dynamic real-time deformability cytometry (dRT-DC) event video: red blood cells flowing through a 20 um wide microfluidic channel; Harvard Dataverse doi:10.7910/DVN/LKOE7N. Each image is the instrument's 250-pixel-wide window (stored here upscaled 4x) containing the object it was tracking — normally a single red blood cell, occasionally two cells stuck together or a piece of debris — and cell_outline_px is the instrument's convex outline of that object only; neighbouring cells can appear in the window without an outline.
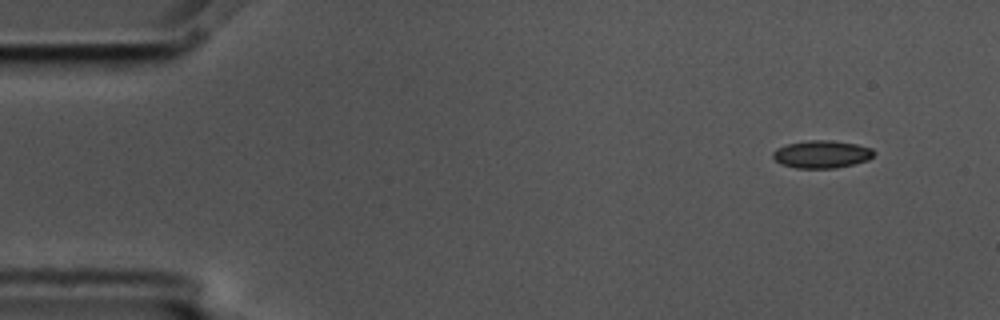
{"species": "common noctule bat (a hibernating species)", "species_latin": "Nyctalus noctula", "temperature_condition": "cold", "stored_images_in_passage": 4, "camera_frame_rate_fps": 3000, "um_per_image_px": 0.085, "animal": {"sex": "male", "body_mass_g": 17.5, "forearm_length_mm": 52.3}, "frame": {"image": 1, "passage_image": 1, "time_ms": 0.0, "image_size_px": [1000, 320], "cell_outline_px": [[876, 152], [868, 160], [836, 168], [796, 168], [780, 164], [772, 156], [772, 152], [776, 148], [788, 144], [808, 140], [832, 140], [856, 144], [872, 148]], "centroid_in_image_um": [69.84, 13.11], "position_along_channel_um": 15.2, "area_um2": 16.3}}
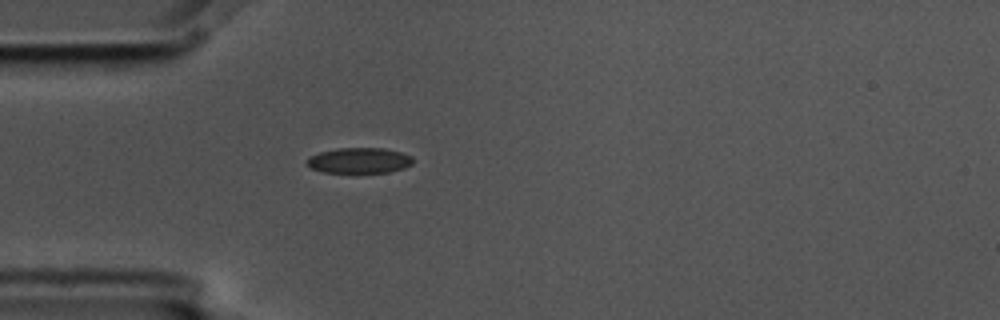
{"frame": {"image": 2, "passage_image": 4, "time_ms": 1.0, "image_size_px": [1000, 320], "cell_outline_px": [[412, 164], [404, 168], [388, 172], [324, 172], [312, 168], [308, 164], [308, 156], [320, 152], [336, 148], [384, 148], [400, 152], [412, 156]], "centroid_in_image_um": [30.55, 13.63], "position_along_channel_um": 54.5, "area_um2": 15.61}}